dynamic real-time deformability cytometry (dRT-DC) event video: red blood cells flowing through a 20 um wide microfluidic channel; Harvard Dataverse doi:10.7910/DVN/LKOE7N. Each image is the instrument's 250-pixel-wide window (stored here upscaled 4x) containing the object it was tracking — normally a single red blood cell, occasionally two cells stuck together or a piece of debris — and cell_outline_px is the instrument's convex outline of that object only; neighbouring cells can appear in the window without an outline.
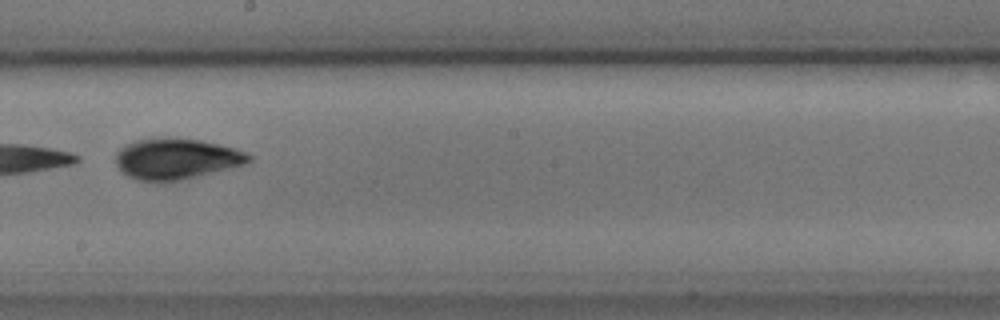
{"species": "common noctule bat (a hibernating species)", "species_latin": "Nyctalus noctula", "temperature_condition": "cold", "stored_images_in_passage": 9, "camera_frame_rate_fps": 3000, "um_per_image_px": 0.085, "animal": {"sex": "male", "body_mass_g": 17.9, "forearm_length_mm": 54.2}, "frame": {"image": 1, "passage_image": 9, "time_ms": 9.667, "image_size_px": [1000, 320], "cell_outline_px": [[252, 160], [244, 164], [180, 180], [136, 180], [120, 172], [116, 164], [116, 152], [124, 144], [136, 140], [200, 140], [236, 148], [252, 156]], "centroid_in_image_um": [14.96, 13.51], "position_along_channel_um": 233.2, "area_um2": 30.69}}